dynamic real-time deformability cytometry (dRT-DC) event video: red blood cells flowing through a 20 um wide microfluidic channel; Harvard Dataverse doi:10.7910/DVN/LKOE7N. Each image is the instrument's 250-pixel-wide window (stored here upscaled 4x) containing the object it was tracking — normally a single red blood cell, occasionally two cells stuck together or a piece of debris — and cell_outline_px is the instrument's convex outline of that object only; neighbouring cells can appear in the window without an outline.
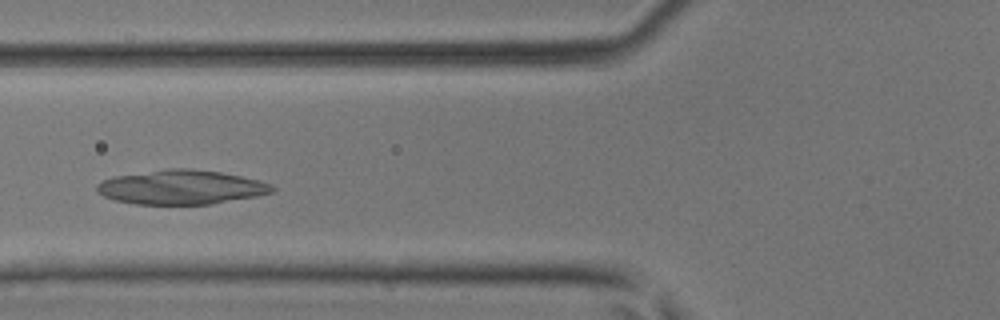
{"species": "common noctule bat (a hibernating species)", "species_latin": "Nyctalus noctula", "temperature_condition": "room temperature", "stored_images_in_passage": 33, "camera_frame_rate_fps": 3000, "um_per_image_px": 0.085, "animal": {"sex": "male", "body_mass_g": 17.9, "forearm_length_mm": 54.2}, "frame": {"image": 1, "passage_image": 13, "time_ms": 4.0, "image_size_px": [1000, 320], "cell_outline_px": [[276, 188], [272, 192], [256, 196], [212, 204], [136, 204], [116, 200], [104, 196], [96, 192], [96, 184], [112, 176], [168, 168], [192, 168], [220, 172], [240, 176], [272, 184]], "centroid_in_image_um": [15.38, 15.91], "position_along_channel_um": 110.4, "area_um2": 35.03}}
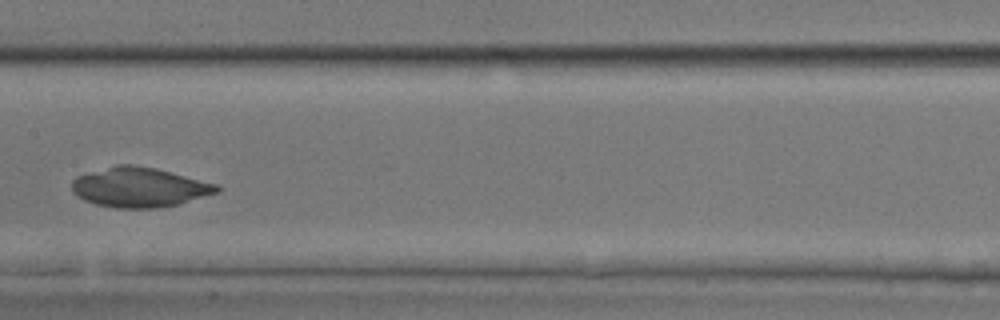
{"frame": {"image": 2, "passage_image": 19, "time_ms": 6.0, "image_size_px": [1000, 320], "cell_outline_px": [[224, 188], [220, 192], [180, 204], [156, 208], [116, 208], [96, 204], [84, 200], [76, 196], [72, 192], [72, 180], [76, 176], [116, 164], [132, 164], [156, 168], [220, 184]], "centroid_in_image_um": [11.9, 15.92], "position_along_channel_um": 195.5, "area_um2": 34.1}}
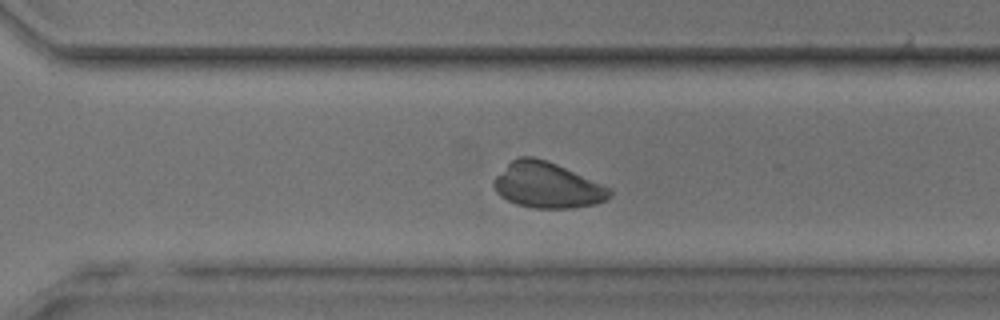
{"frame": {"image": 3, "passage_image": 28, "time_ms": 9.0, "image_size_px": [1000, 320], "cell_outline_px": [[612, 192], [608, 200], [596, 204], [576, 208], [536, 208], [516, 204], [500, 196], [496, 192], [492, 184], [492, 180], [512, 160], [520, 156], [532, 156], [556, 164], [612, 188]], "centroid_in_image_um": [46.53, 15.76], "position_along_channel_um": 324.1, "area_um2": 30.81}}